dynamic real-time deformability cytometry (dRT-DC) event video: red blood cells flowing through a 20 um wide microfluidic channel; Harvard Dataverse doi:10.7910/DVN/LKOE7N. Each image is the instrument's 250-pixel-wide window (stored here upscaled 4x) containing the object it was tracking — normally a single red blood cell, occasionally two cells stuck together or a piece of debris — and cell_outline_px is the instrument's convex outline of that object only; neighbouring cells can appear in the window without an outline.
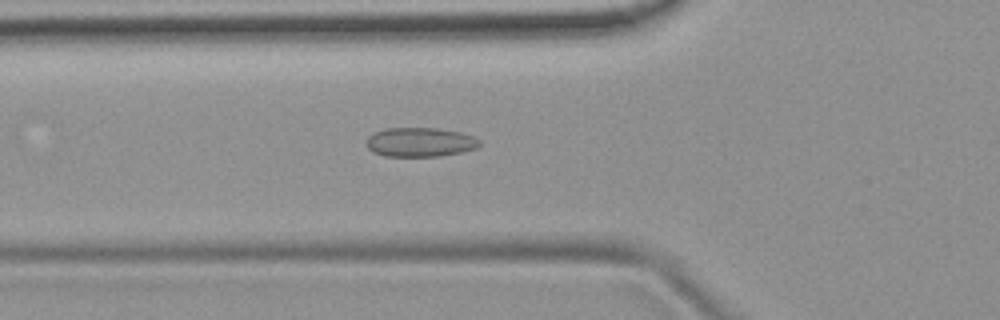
{"species": "common noctule bat (a hibernating species)", "species_latin": "Nyctalus noctula", "temperature_condition": "room temperature", "stored_images_in_passage": 52, "camera_frame_rate_fps": 3000, "um_per_image_px": 0.085, "animal": {"sex": "female", "body_mass_g": 19.9}, "frame": {"image": 1, "passage_image": 19, "time_ms": 6.0, "image_size_px": [1000, 320], "cell_outline_px": [[480, 144], [476, 148], [460, 152], [440, 156], [384, 156], [372, 152], [368, 148], [368, 136], [384, 128], [436, 128], [460, 132], [472, 136], [480, 140]], "centroid_in_image_um": [35.7, 12.08], "position_along_channel_um": 90.1, "area_um2": 19.13}}
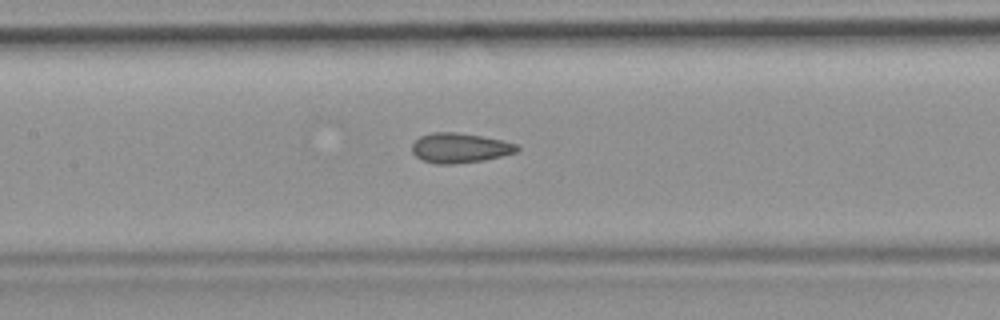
{"frame": {"image": 2, "passage_image": 25, "time_ms": 8.0, "image_size_px": [1000, 320], "cell_outline_px": [[520, 148], [516, 152], [484, 160], [452, 164], [436, 164], [424, 160], [416, 156], [412, 152], [412, 144], [420, 136], [432, 132], [456, 132], [504, 140], [520, 144]], "centroid_in_image_um": [39.11, 12.57], "position_along_channel_um": 168.3, "area_um2": 18.26}}
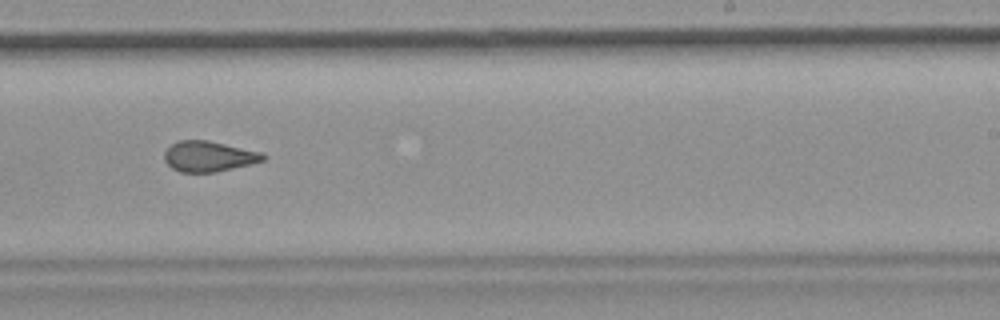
{"frame": {"image": 3, "passage_image": 33, "time_ms": 10.667, "image_size_px": [1000, 320], "cell_outline_px": [[268, 156], [264, 160], [216, 172], [180, 172], [172, 168], [164, 160], [164, 152], [172, 144], [180, 140], [208, 140], [264, 152]], "centroid_in_image_um": [17.76, 13.28], "position_along_channel_um": 271.2, "area_um2": 17.57}, "authors_computed_cell_mechanics": {"area_um2": 18.3515, "velocity_mm_per_s": 3.8853, "shape_relaxation_time_tau1_ms": null, "shape_relaxation_time_tau2_ms": 1.7737, "deformation_change_tau1": null, "deformation_change_tau2": 0.0775}}